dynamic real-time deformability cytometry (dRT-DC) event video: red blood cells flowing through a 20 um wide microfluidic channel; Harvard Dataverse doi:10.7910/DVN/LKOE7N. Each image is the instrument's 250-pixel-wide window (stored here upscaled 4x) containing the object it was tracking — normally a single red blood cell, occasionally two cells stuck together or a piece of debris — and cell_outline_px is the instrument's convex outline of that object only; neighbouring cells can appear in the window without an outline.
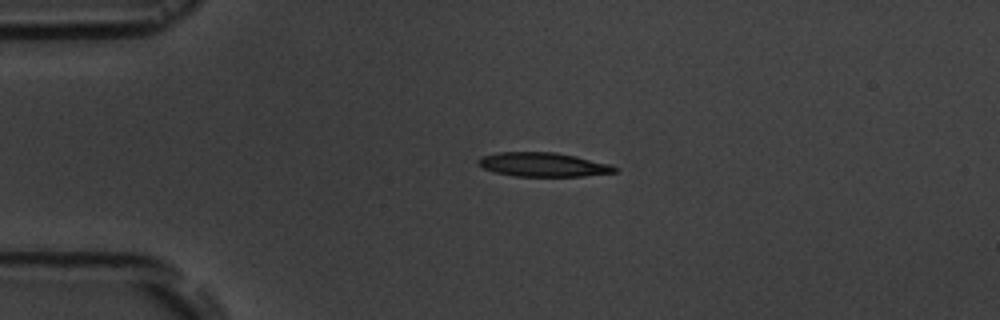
{"species": "common noctule bat (a hibernating species)", "species_latin": "Nyctalus noctula", "temperature_condition": "room temperature", "stored_images_in_passage": 1, "camera_frame_rate_fps": 3000, "um_per_image_px": 0.085, "animal": {"sex": "male", "body_mass_g": 19.5, "forearm_length_mm": 54.6}, "frame": {"image": 1, "passage_image": 1, "time_ms": 0.0, "image_size_px": [1000, 320], "cell_outline_px": [[620, 168], [616, 172], [584, 176], [516, 176], [496, 172], [484, 168], [476, 164], [476, 160], [480, 156], [496, 152], [556, 152], [576, 156], [612, 164]], "centroid_in_image_um": [46.18, 13.98], "position_along_channel_um": 38.8, "area_um2": 19.36}}